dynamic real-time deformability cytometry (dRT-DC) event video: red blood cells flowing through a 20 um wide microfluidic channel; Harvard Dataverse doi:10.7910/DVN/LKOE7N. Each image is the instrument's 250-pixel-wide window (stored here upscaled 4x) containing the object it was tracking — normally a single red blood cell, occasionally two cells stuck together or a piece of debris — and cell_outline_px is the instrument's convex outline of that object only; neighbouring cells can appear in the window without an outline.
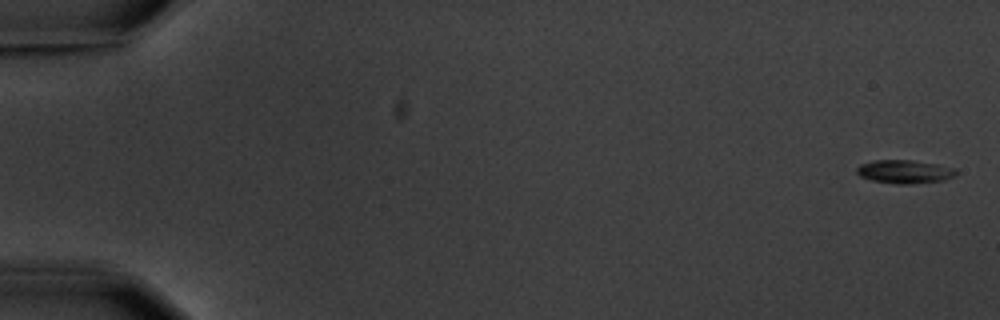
{"species": "common noctule bat (a hibernating species)", "species_latin": "Nyctalus noctula", "temperature_condition": "warm", "stored_images_in_passage": 6, "segment_of_instrument_passage": [1, 2], "camera_frame_rate_fps": 3000, "um_per_image_px": 0.085, "animal": {"sex": "male", "body_mass_g": 20.1, "forearm_length_mm": 53.5}, "frame": {"image": 1, "passage_image": 1, "time_ms": 0.0, "image_size_px": [1000, 320], "cell_outline_px": [[956, 176], [944, 180], [908, 184], [900, 184], [872, 180], [860, 176], [856, 172], [856, 168], [860, 164], [876, 160], [912, 160], [936, 164], [956, 168]], "centroid_in_image_um": [76.9, 14.58], "position_along_channel_um": 8.1, "area_um2": 13.47}}
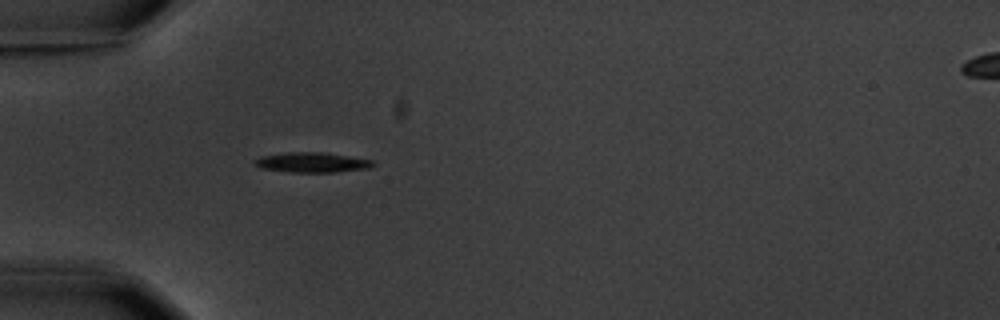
{"frame": {"image": 2, "passage_image": 5, "time_ms": 5.667, "image_size_px": [1000, 320], "cell_outline_px": [[376, 164], [368, 168], [336, 172], [292, 172], [260, 168], [252, 160], [260, 156], [288, 152], [320, 152], [348, 156], [372, 160]], "centroid_in_image_um": [26.5, 13.8], "position_along_channel_um": 58.5, "area_um2": 13.7}}